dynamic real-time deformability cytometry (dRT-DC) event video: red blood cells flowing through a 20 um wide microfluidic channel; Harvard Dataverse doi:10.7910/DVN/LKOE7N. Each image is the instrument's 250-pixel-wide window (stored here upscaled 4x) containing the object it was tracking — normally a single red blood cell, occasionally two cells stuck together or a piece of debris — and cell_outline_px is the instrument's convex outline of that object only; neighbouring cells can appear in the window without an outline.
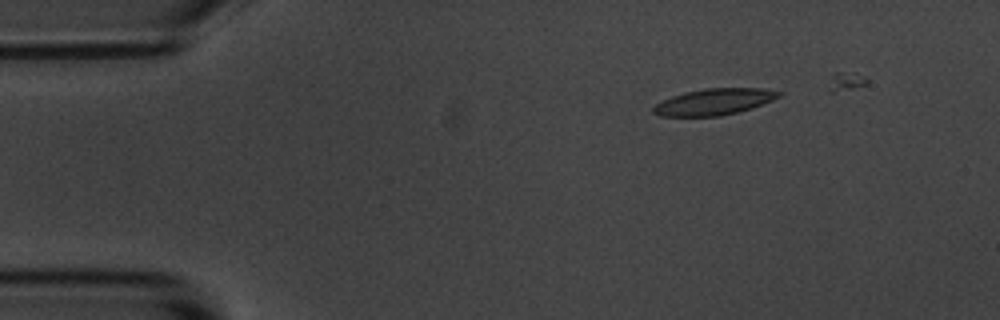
{"species": "common noctule bat (a hibernating species)", "species_latin": "Nyctalus noctula", "temperature_condition": "room temperature", "stored_images_in_passage": 5, "camera_frame_rate_fps": 3000, "um_per_image_px": 0.085, "animal": {"sex": "male", "body_mass_g": 20.1, "forearm_length_mm": 53.5}, "frame": {"image": 1, "passage_image": 3, "time_ms": 2.333, "image_size_px": [1000, 320], "cell_outline_px": [[784, 92], [780, 96], [772, 100], [752, 108], [720, 116], [660, 116], [652, 112], [652, 108], [656, 104], [672, 96], [684, 92], [704, 88], [760, 88]], "centroid_in_image_um": [60.7, 8.65], "position_along_channel_um": 24.3, "area_um2": 19.19}}